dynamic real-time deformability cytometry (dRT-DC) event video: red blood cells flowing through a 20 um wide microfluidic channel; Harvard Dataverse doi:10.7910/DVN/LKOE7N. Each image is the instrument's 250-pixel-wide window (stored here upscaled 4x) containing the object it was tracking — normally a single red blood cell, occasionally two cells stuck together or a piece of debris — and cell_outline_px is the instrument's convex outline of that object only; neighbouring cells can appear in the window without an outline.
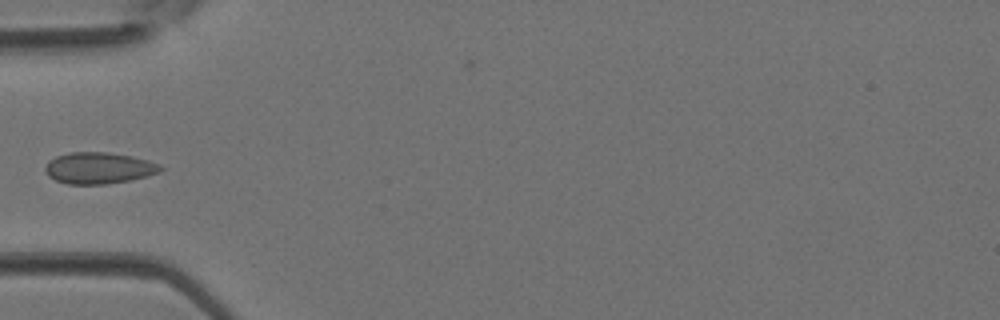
{"species": "Egyptian fruit bat (a non-hibernating species)", "species_latin": "Rousettus aegyptiacus", "temperature_condition": "room temperature", "stored_images_in_passage": 3, "camera_frame_rate_fps": 3000, "um_per_image_px": 0.085, "animal": {"sex": "female"}, "frame": {"image": 1, "passage_image": 3, "time_ms": 0.667, "image_size_px": [1000, 320], "cell_outline_px": [[164, 168], [160, 172], [148, 176], [128, 180], [104, 184], [68, 184], [56, 180], [48, 176], [44, 172], [44, 168], [48, 160], [56, 156], [72, 152], [108, 152], [132, 156], [148, 160], [160, 164]], "centroid_in_image_um": [8.39, 14.28], "position_along_channel_um": 76.6, "area_um2": 21.21}}